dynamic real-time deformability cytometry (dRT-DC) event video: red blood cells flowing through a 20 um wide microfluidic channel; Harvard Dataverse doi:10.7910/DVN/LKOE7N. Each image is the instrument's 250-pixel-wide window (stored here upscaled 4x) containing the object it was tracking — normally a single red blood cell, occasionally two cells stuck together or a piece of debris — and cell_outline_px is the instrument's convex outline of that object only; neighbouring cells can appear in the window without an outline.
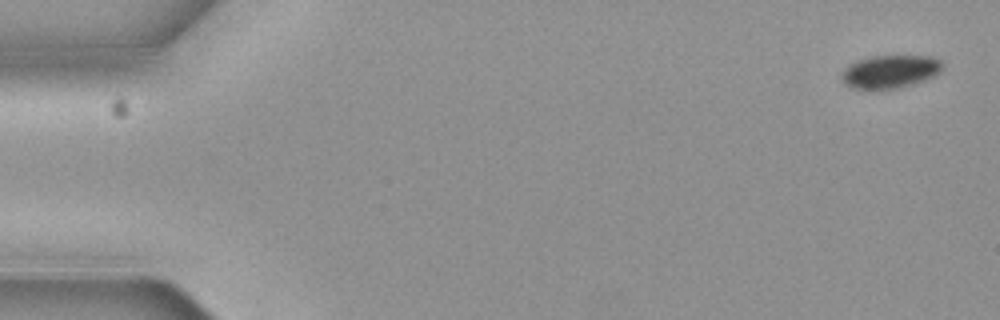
{"species": "common noctule bat (a hibernating species)", "species_latin": "Nyctalus noctula", "temperature_condition": "cold", "stored_images_in_passage": 10, "camera_frame_rate_fps": 3000, "um_per_image_px": 0.085, "animal": {"sex": "female", "body_mass_g": 19.3, "forearm_length_mm": 54.1}, "frame": {"image": 1, "passage_image": 1, "time_ms": 0.0, "image_size_px": [1000, 320], "cell_outline_px": [[944, 68], [940, 72], [924, 80], [900, 88], [848, 88], [840, 80], [840, 72], [848, 64], [856, 60], [872, 56], [932, 56], [940, 60], [944, 64]], "centroid_in_image_um": [75.62, 6.07], "position_along_channel_um": 9.4, "area_um2": 19.65}}
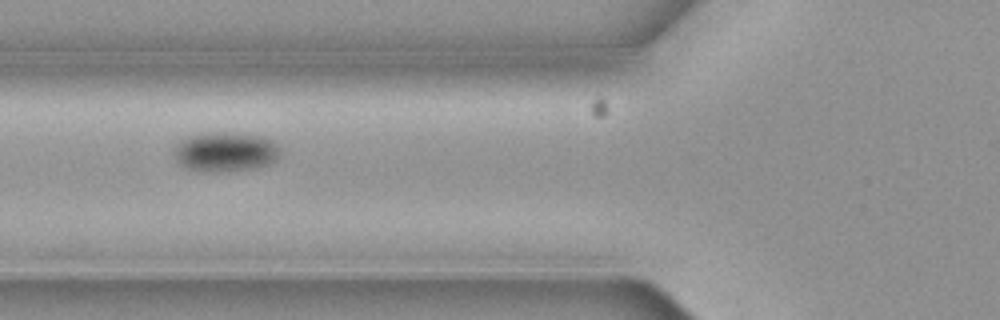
{"frame": {"image": 2, "passage_image": 6, "time_ms": 1.667, "image_size_px": [1000, 320], "cell_outline_px": [[276, 160], [268, 164], [256, 168], [220, 172], [196, 172], [180, 164], [176, 160], [172, 152], [176, 144], [196, 132], [224, 132], [264, 136], [272, 140], [276, 144]], "centroid_in_image_um": [19.07, 12.9], "position_along_channel_um": 106.7, "area_um2": 24.68}}
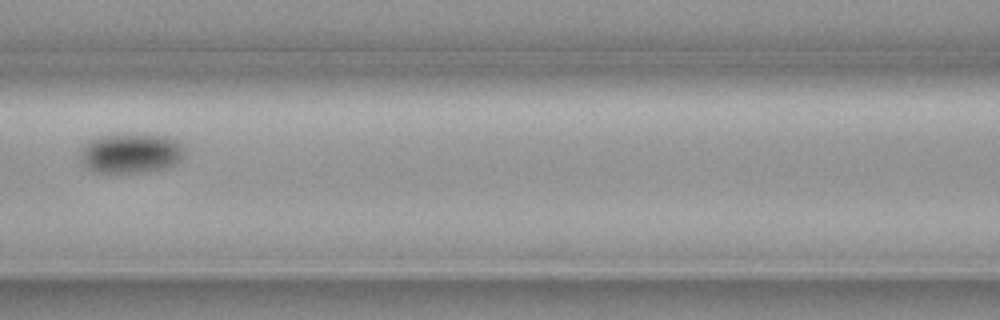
{"frame": {"image": 3, "passage_image": 7, "time_ms": 2.0, "image_size_px": [1000, 320], "cell_outline_px": [[184, 156], [176, 164], [160, 168], [136, 172], [100, 172], [88, 168], [80, 160], [80, 148], [88, 140], [112, 132], [140, 132], [172, 136], [184, 148]], "centroid_in_image_um": [11.11, 12.94], "position_along_channel_um": 155.5, "area_um2": 24.97}}